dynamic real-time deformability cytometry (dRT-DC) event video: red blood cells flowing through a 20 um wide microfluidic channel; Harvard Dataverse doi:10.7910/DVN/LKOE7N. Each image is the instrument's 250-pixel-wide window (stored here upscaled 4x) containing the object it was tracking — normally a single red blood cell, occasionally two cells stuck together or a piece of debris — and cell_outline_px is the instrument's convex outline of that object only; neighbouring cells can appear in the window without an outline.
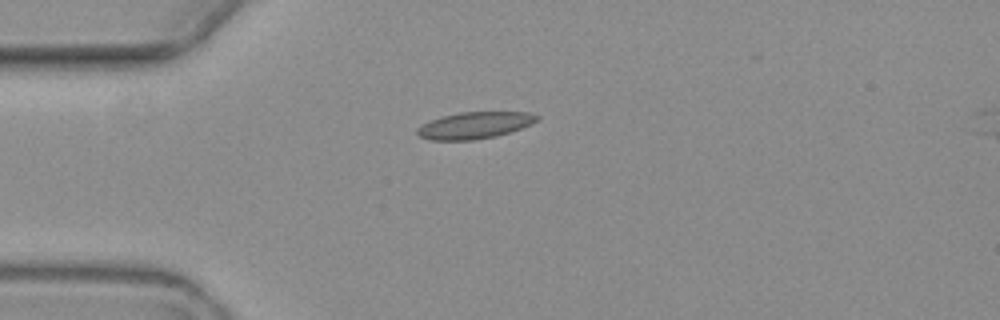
{"species": "common noctule bat (a hibernating species)", "species_latin": "Nyctalus noctula", "temperature_condition": "warm", "stored_images_in_passage": 3, "camera_frame_rate_fps": 3000, "um_per_image_px": 0.085, "animal": {"sex": "female", "body_mass_g": 19.3, "forearm_length_mm": 54.1}, "frame": {"image": 1, "passage_image": 1, "time_ms": 0.0, "image_size_px": [1000, 320], "cell_outline_px": [[540, 120], [520, 128], [496, 136], [472, 140], [432, 140], [420, 136], [416, 132], [416, 128], [432, 120], [444, 116], [460, 112], [528, 112], [540, 116]], "centroid_in_image_um": [40.37, 10.65], "position_along_channel_um": 44.6, "area_um2": 18.38}}
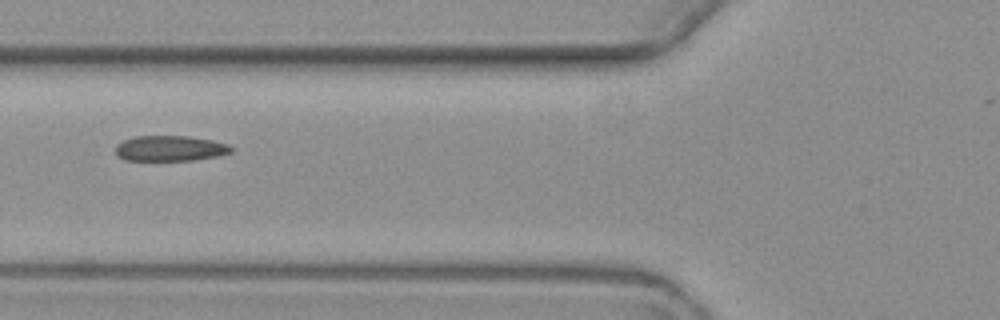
{"frame": {"image": 2, "passage_image": 3, "time_ms": 2.333, "image_size_px": [1000, 320], "cell_outline_px": [[236, 148], [232, 152], [216, 156], [192, 160], [124, 160], [116, 156], [116, 144], [124, 140], [136, 136], [188, 136], [212, 140], [228, 144]], "centroid_in_image_um": [14.46, 12.61], "position_along_channel_um": 111.3, "area_um2": 17.22}}